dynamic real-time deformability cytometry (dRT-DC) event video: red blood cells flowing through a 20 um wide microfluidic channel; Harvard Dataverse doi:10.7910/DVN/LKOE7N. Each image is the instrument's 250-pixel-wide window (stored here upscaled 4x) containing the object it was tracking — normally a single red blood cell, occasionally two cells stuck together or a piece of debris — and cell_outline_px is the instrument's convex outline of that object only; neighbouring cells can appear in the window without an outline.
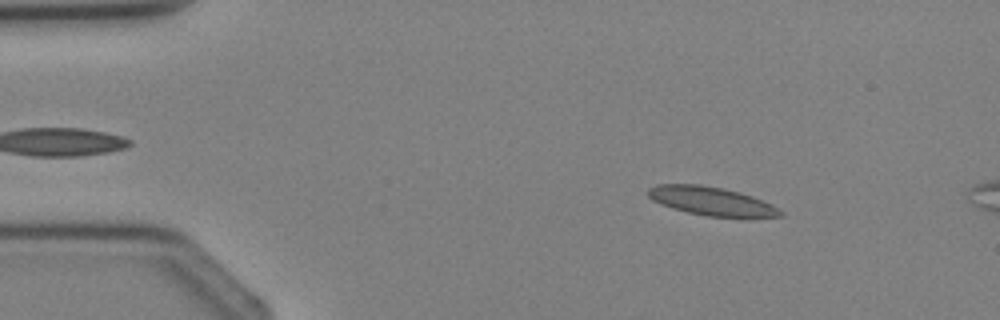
{"species": "Egyptian fruit bat (a non-hibernating species)", "species_latin": "Rousettus aegyptiacus", "temperature_condition": "cold", "stored_images_in_passage": 3, "camera_frame_rate_fps": 3000, "um_per_image_px": 0.085, "animal": {"sex": "female"}, "frame": {"image": 1, "passage_image": 1, "time_ms": 0.0, "image_size_px": [1000, 320], "cell_outline_px": [[784, 216], [744, 220], [708, 216], [688, 212], [672, 208], [660, 204], [652, 200], [648, 196], [648, 188], [656, 184], [700, 184], [724, 188], [740, 192], [752, 196], [772, 204], [784, 212]], "centroid_in_image_um": [60.57, 17.14], "position_along_channel_um": 24.4, "area_um2": 22.95}}